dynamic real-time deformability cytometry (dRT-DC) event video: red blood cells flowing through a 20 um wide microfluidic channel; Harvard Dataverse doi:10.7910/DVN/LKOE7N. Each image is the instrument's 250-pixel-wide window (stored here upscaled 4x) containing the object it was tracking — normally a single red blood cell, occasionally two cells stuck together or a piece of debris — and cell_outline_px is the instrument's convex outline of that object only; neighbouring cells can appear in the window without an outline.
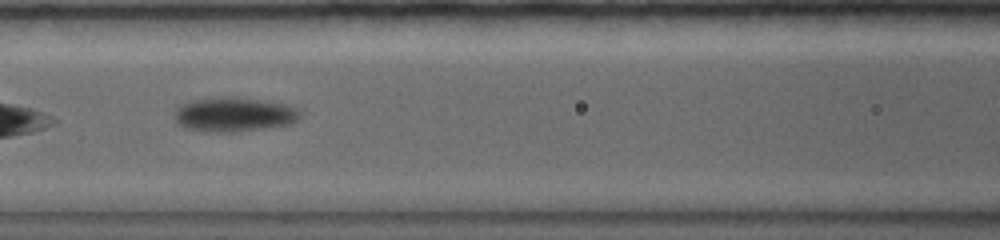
{"species": "common noctule bat (a hibernating species)", "species_latin": "Nyctalus noctula", "temperature_condition": "warm", "stored_images_in_passage": 19, "camera_frame_rate_fps": 5000, "um_per_image_px": 0.085, "animal": {"sex": "female", "body_mass_g": 19.0, "forearm_length_mm": 56.7}, "frame": {"image": 1, "passage_image": 6, "time_ms": 2.8, "image_size_px": [1000, 240], "cell_outline_px": [[300, 120], [292, 124], [264, 128], [232, 132], [208, 132], [184, 128], [176, 124], [176, 108], [180, 104], [188, 100], [220, 96], [236, 96], [264, 100], [288, 104], [296, 108], [300, 112]], "centroid_in_image_um": [19.89, 9.71], "position_along_channel_um": 146.7, "area_um2": 25.78}}
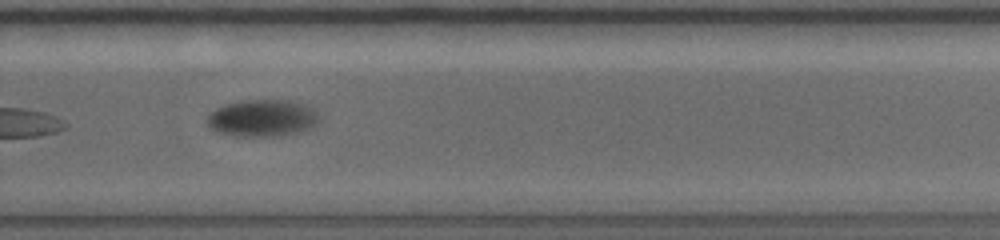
{"frame": {"image": 2, "passage_image": 14, "time_ms": 7.0, "image_size_px": [1000, 240], "cell_outline_px": [[320, 120], [312, 128], [296, 132], [276, 136], [236, 136], [220, 132], [208, 128], [204, 120], [208, 112], [224, 104], [244, 100], [284, 100], [304, 104], [312, 108], [320, 116]], "centroid_in_image_um": [22.24, 10.03], "position_along_channel_um": 307.6, "area_um2": 24.39}}
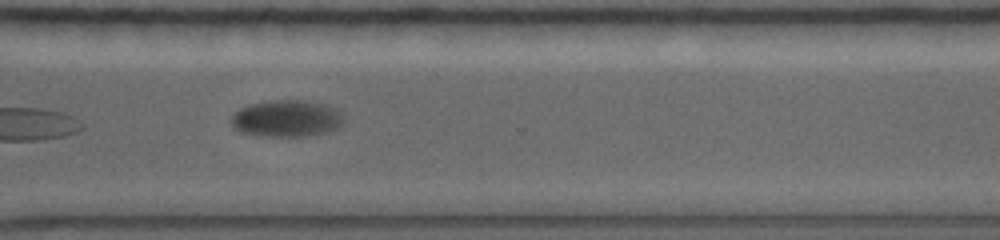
{"frame": {"image": 3, "passage_image": 16, "time_ms": 8.0, "image_size_px": [1000, 240], "cell_outline_px": [[344, 124], [328, 132], [304, 136], [268, 136], [240, 132], [232, 124], [232, 116], [240, 108], [252, 104], [276, 100], [304, 100], [324, 104], [336, 108], [340, 112], [344, 120]], "centroid_in_image_um": [24.41, 10.07], "position_along_channel_um": 346.2, "area_um2": 23.87}, "authors_computed_cell_mechanics": {"area_um2": 24.1604, "velocity_mm_per_s": 3.8302, "shape_relaxation_time_tau1_ms": 3.3195, "shape_relaxation_time_tau2_ms": null, "deformation_change_tau1": 0.1338, "deformation_change_tau2": null}}